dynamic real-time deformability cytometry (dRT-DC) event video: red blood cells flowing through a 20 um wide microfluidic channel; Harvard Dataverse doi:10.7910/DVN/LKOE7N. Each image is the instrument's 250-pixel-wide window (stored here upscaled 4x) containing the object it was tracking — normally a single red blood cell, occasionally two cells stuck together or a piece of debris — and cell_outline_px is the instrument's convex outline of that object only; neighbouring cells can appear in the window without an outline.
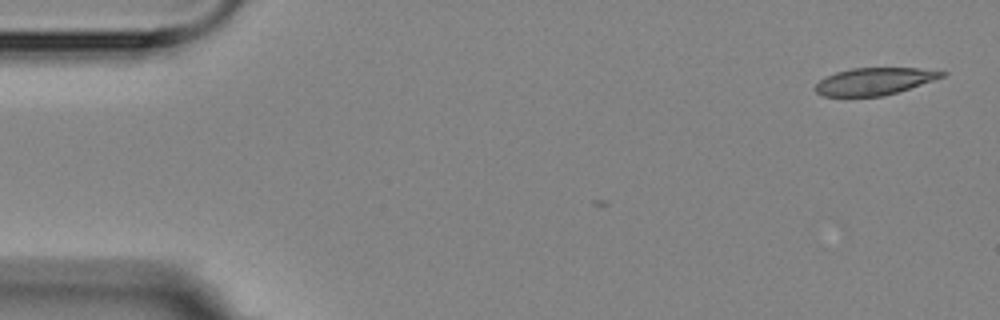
{"species": "Egyptian fruit bat (a non-hibernating species)", "species_latin": "Rousettus aegyptiacus", "temperature_condition": "room temperature", "stored_images_in_passage": 3, "camera_frame_rate_fps": 3000, "um_per_image_px": 0.085, "animal": {"sex": "female"}, "frame": {"image": 1, "passage_image": 1, "time_ms": 0.0, "image_size_px": [1000, 320], "cell_outline_px": [[948, 72], [944, 76], [896, 92], [880, 96], [824, 96], [816, 92], [816, 84], [824, 76], [836, 72], [852, 68], [920, 68]], "centroid_in_image_um": [74.29, 6.9], "position_along_channel_um": 10.7, "area_um2": 19.71}}